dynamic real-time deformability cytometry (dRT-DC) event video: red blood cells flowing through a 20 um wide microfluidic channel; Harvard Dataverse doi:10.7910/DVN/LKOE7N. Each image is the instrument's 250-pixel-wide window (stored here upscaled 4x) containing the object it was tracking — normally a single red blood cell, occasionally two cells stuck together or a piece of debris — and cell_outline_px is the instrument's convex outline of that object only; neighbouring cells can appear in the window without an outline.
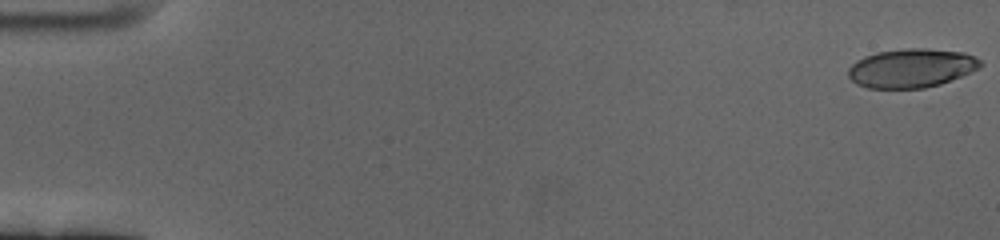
{"species": "human", "species_latin": "Homo sapiens", "temperature_condition": "cold", "stored_images_in_passage": 61, "camera_frame_rate_fps": 3000, "um_per_image_px": 0.085, "donor": {"sex": "female"}, "frame": {"image": 1, "passage_image": 1, "time_ms": 0.0, "image_size_px": [1000, 240], "cell_outline_px": [[984, 64], [980, 68], [940, 84], [924, 88], [868, 88], [856, 84], [848, 76], [848, 68], [856, 60], [864, 56], [876, 52], [908, 48], [924, 48], [964, 52], [980, 60]], "centroid_in_image_um": [77.45, 5.78], "position_along_channel_um": 7.6, "area_um2": 29.94}}
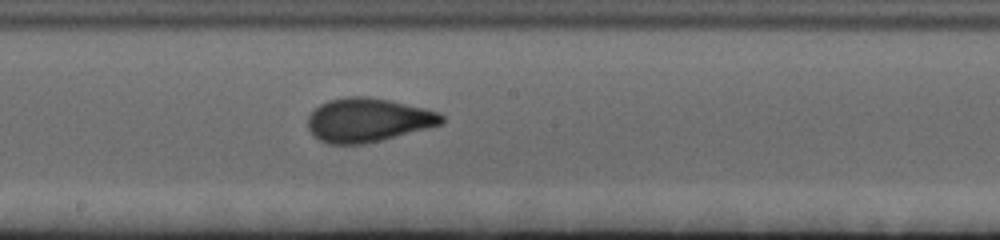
{"frame": {"image": 2, "passage_image": 34, "time_ms": 11.0, "image_size_px": [1000, 240], "cell_outline_px": [[444, 120], [440, 124], [380, 140], [364, 144], [328, 144], [320, 140], [308, 128], [308, 116], [320, 104], [328, 100], [348, 96], [368, 96], [388, 100], [424, 108], [440, 112], [444, 116]], "centroid_in_image_um": [31.25, 10.19], "position_along_channel_um": 216.9, "area_um2": 33.76}}
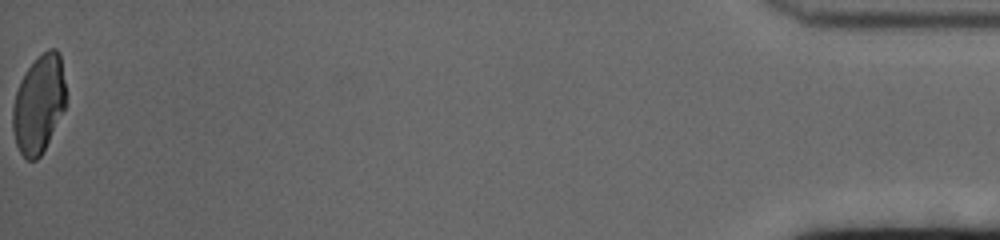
{"frame": {"image": 3, "passage_image": 61, "time_ms": 20.0, "image_size_px": [1000, 240], "cell_outline_px": [[64, 108], [40, 156], [36, 160], [28, 160], [20, 152], [16, 144], [12, 128], [12, 108], [16, 92], [20, 80], [28, 68], [48, 48], [56, 48], [60, 52], [64, 80]], "centroid_in_image_um": [3.27, 8.83], "position_along_channel_um": 431.9, "area_um2": 29.77}, "authors_computed_cell_mechanics": {"area_um2": 32.3102, "velocity_mm_per_s": 3.4043, "shape_relaxation_time_tau1_ms": 5.1594, "shape_relaxation_time_tau2_ms": 0.9867, "deformation_change_tau1": 0.176, "deformation_change_tau2": 0.0662}}